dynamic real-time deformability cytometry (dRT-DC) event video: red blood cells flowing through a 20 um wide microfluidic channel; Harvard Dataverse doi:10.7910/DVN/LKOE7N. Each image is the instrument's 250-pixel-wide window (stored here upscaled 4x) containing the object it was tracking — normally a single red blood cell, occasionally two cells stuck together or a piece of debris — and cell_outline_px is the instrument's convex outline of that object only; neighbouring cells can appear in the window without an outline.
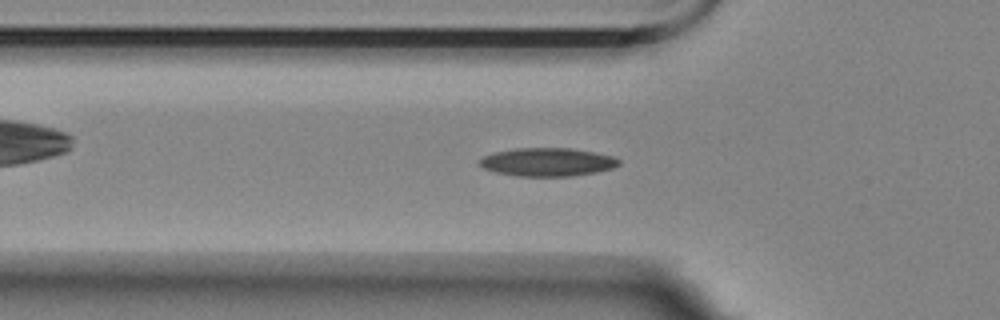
{"species": "Egyptian fruit bat (a non-hibernating species)", "species_latin": "Rousettus aegyptiacus", "temperature_condition": "room temperature", "stored_images_in_passage": 49, "camera_frame_rate_fps": 3000, "um_per_image_px": 0.085, "animal": {"sex": "female"}, "frame": {"image": 1, "passage_image": 18, "time_ms": 5.667, "image_size_px": [1000, 320], "cell_outline_px": [[620, 164], [612, 168], [596, 172], [572, 176], [516, 176], [496, 172], [484, 168], [476, 164], [476, 160], [484, 156], [496, 152], [516, 148], [572, 148], [612, 156], [620, 160]], "centroid_in_image_um": [46.49, 13.77], "position_along_channel_um": 79.3, "area_um2": 23.0}}
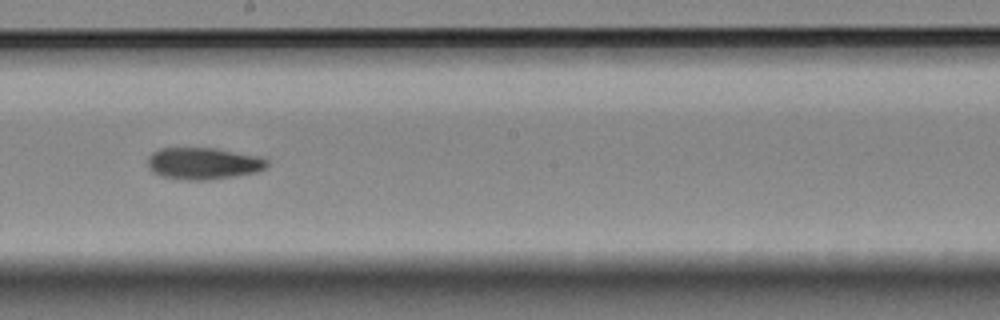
{"frame": {"image": 2, "passage_image": 31, "time_ms": 10.0, "image_size_px": [1000, 320], "cell_outline_px": [[268, 164], [264, 168], [256, 172], [236, 176], [208, 180], [188, 180], [160, 176], [152, 172], [148, 168], [148, 156], [152, 152], [160, 148], [216, 148], [260, 156], [268, 160]], "centroid_in_image_um": [17.27, 13.89], "position_along_channel_um": 230.9, "area_um2": 22.31}}
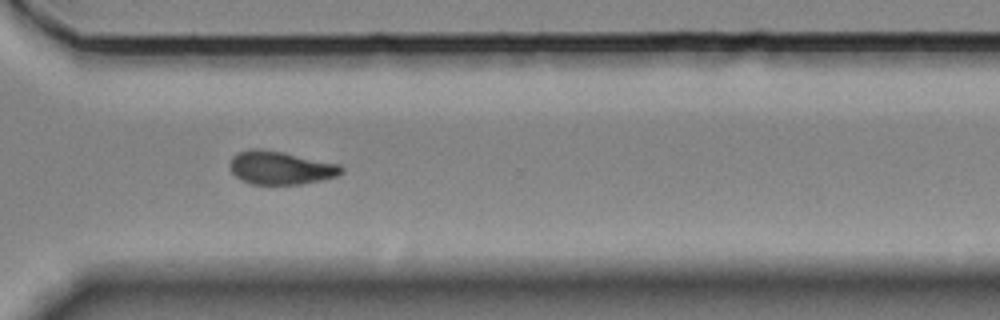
{"frame": {"image": 3, "passage_image": 41, "time_ms": 13.333, "image_size_px": [1000, 320], "cell_outline_px": [[344, 172], [336, 176], [324, 180], [300, 184], [252, 184], [240, 180], [232, 172], [228, 164], [232, 156], [248, 148], [260, 148], [284, 152], [340, 164], [344, 168]], "centroid_in_image_um": [23.84, 14.25], "position_along_channel_um": 346.8, "area_um2": 21.91}}